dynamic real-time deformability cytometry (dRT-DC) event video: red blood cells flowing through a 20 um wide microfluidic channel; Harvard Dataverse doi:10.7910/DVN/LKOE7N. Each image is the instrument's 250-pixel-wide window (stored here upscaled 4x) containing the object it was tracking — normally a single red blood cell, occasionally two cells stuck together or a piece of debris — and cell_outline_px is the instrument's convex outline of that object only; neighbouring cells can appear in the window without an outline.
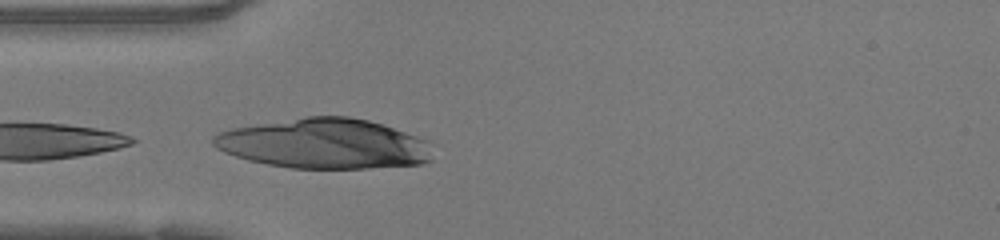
{"species": "human", "species_latin": "Homo sapiens", "temperature_condition": "warm", "stored_images_in_passage": 14, "camera_frame_rate_fps": 3000, "um_per_image_px": 0.085, "donor": {"sex": "female"}, "frame": {"image": 1, "passage_image": 9, "time_ms": 2.667, "image_size_px": [1000, 240], "cell_outline_px": [[432, 160], [420, 164], [368, 168], [292, 168], [268, 164], [248, 160], [224, 152], [216, 148], [212, 144], [212, 136], [220, 132], [232, 128], [308, 116], [348, 116], [368, 120], [428, 140]], "centroid_in_image_um": [27.55, 12.22], "position_along_channel_um": 57.5, "area_um2": 63.52}}